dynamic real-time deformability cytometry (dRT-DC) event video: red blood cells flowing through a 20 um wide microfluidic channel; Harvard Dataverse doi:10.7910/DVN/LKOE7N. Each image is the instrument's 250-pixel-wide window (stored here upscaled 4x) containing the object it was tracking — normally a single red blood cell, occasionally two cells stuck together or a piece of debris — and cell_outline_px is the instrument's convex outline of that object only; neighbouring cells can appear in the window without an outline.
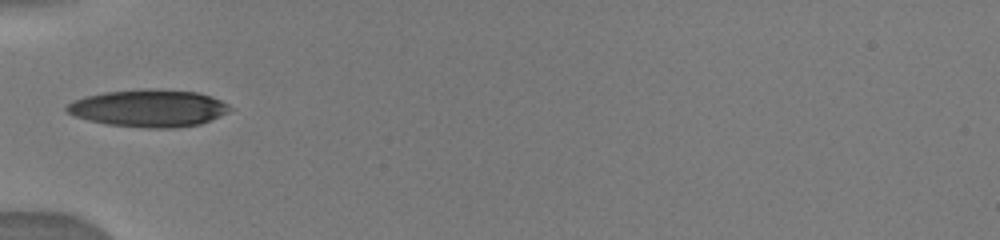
{"species": "human", "species_latin": "Homo sapiens", "temperature_condition": "warm", "stored_images_in_passage": 34, "camera_frame_rate_fps": 3000, "um_per_image_px": 0.085, "donor": {"sex": "male"}, "frame": {"image": 1, "passage_image": 1, "time_ms": 0.0, "image_size_px": [1000, 240], "cell_outline_px": [[232, 108], [228, 112], [220, 116], [200, 124], [176, 128], [148, 128], [108, 124], [88, 120], [76, 116], [68, 112], [64, 108], [68, 104], [84, 96], [104, 92], [148, 88], [152, 88], [196, 92], [220, 100], [228, 104]], "centroid_in_image_um": [12.65, 9.19], "position_along_channel_um": 72.4, "area_um2": 35.32}}
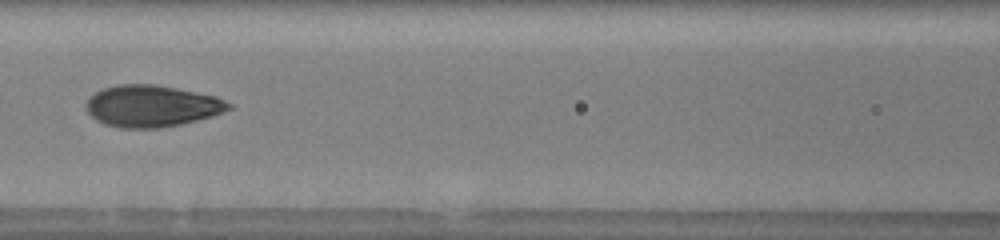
{"frame": {"image": 2, "passage_image": 11, "time_ms": 2.0, "image_size_px": [1000, 240], "cell_outline_px": [[232, 108], [212, 116], [180, 124], [160, 128], [120, 128], [104, 124], [96, 120], [84, 108], [84, 104], [88, 96], [104, 88], [120, 84], [156, 84], [216, 96], [232, 104]], "centroid_in_image_um": [12.86, 9.01], "position_along_channel_um": 153.7, "area_um2": 34.74}}
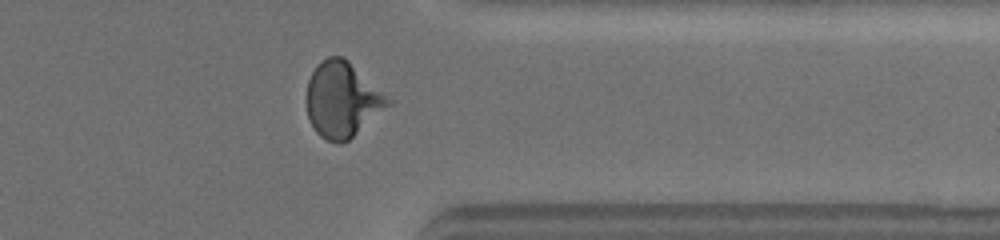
{"frame": {"image": 3, "passage_image": 25, "time_ms": 7.667, "image_size_px": [1000, 240], "cell_outline_px": [[392, 104], [348, 140], [340, 144], [336, 144], [320, 136], [316, 132], [308, 116], [308, 80], [316, 64], [328, 56], [344, 56], [392, 100]], "centroid_in_image_um": [29.11, 8.46], "position_along_channel_um": 382.3, "area_um2": 35.49}}